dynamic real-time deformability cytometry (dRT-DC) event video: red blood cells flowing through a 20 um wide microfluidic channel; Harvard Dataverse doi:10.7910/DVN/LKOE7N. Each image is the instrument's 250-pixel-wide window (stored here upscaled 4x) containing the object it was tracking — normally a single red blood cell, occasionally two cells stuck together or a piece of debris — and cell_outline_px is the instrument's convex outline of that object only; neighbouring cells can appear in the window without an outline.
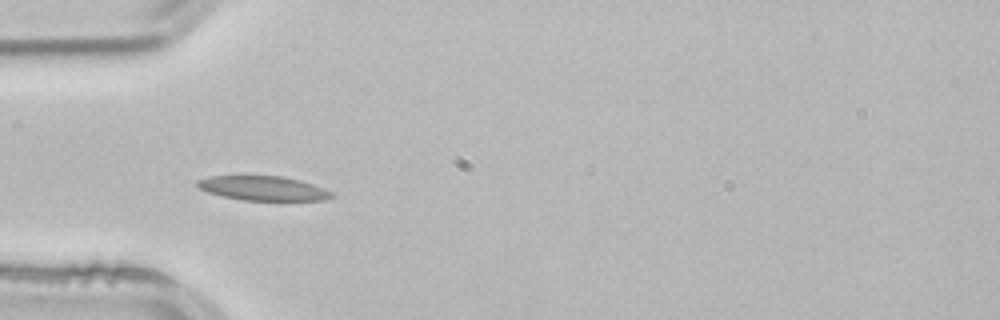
{"species": "common noctule bat (a hibernating species)", "species_latin": "Nyctalus noctula", "temperature_condition": "room temperature", "stored_images_in_passage": 3, "camera_frame_rate_fps": 3000, "um_per_image_px": 0.085, "animal": {"sex": "male", "body_mass_g": 21.5, "forearm_length_mm": 52.0}, "frame": {"image": 1, "passage_image": 3, "time_ms": 0.667, "image_size_px": [1000, 320], "cell_outline_px": [[332, 196], [324, 200], [240, 200], [208, 192], [200, 188], [196, 184], [196, 180], [208, 176], [280, 176], [300, 180], [324, 188], [332, 192]], "centroid_in_image_um": [22.34, 16.0], "position_along_channel_um": 62.7, "area_um2": 18.9}}